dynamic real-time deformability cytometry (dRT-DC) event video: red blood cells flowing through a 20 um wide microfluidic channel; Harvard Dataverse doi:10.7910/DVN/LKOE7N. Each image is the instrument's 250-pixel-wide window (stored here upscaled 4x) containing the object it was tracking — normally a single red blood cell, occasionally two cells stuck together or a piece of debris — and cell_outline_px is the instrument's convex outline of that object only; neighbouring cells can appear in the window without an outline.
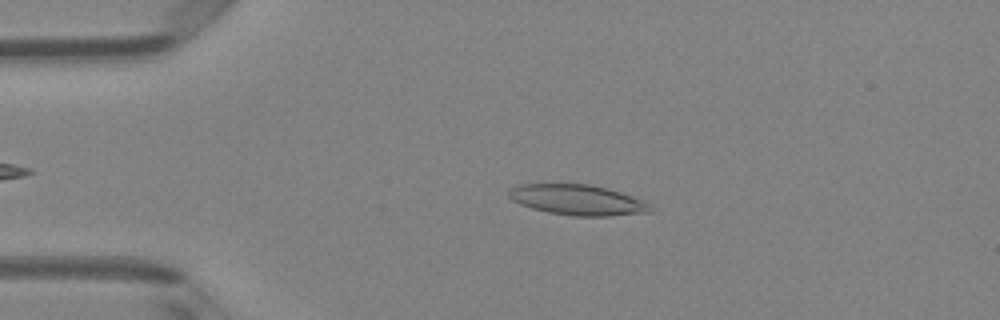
{"species": "Egyptian fruit bat (a non-hibernating species)", "species_latin": "Rousettus aegyptiacus", "temperature_condition": "room temperature", "stored_images_in_passage": 43, "camera_frame_rate_fps": 3000, "um_per_image_px": 0.085, "animal": {"sex": "female"}, "frame": {"image": 1, "passage_image": 10, "time_ms": 3.0, "image_size_px": [1000, 320], "cell_outline_px": [[652, 212], [608, 216], [576, 216], [548, 212], [532, 208], [520, 204], [512, 200], [508, 196], [508, 192], [512, 188], [520, 184], [592, 184], [608, 188], [632, 196], [648, 204], [652, 208]], "centroid_in_image_um": [49.08, 16.99], "position_along_channel_um": 35.9, "area_um2": 24.97}}
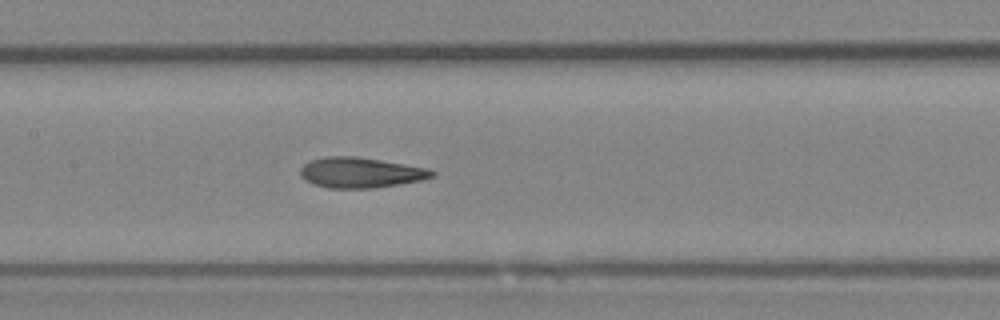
{"frame": {"image": 2, "passage_image": 23, "time_ms": 7.333, "image_size_px": [1000, 320], "cell_outline_px": [[436, 176], [424, 180], [376, 188], [328, 188], [304, 180], [300, 176], [300, 168], [304, 164], [312, 160], [324, 156], [356, 156], [428, 168], [436, 172]], "centroid_in_image_um": [30.68, 14.67], "position_along_channel_um": 176.7, "area_um2": 23.47}}
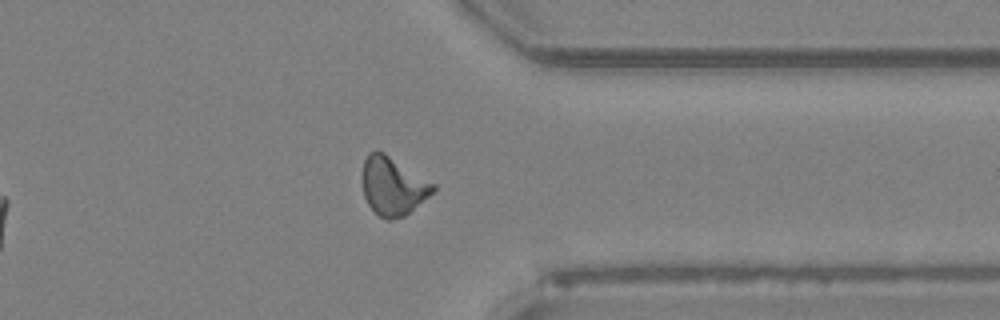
{"frame": {"image": 3, "passage_image": 38, "time_ms": 12.333, "image_size_px": [1000, 320], "cell_outline_px": [[436, 188], [428, 196], [404, 216], [388, 220], [380, 216], [368, 204], [364, 196], [364, 160], [368, 152], [376, 148], [384, 152], [436, 184]], "centroid_in_image_um": [33.4, 15.78], "position_along_channel_um": 378.0, "area_um2": 23.64}, "authors_computed_cell_mechanics": {"area_um2": 23.4668, "velocity_mm_per_s": 4.1264, "shape_relaxation_time_tau1_ms": 7.721, "shape_relaxation_time_tau2_ms": 2.0191, "deformation_change_tau1": 0.2133, "deformation_change_tau2": 0.1115}}